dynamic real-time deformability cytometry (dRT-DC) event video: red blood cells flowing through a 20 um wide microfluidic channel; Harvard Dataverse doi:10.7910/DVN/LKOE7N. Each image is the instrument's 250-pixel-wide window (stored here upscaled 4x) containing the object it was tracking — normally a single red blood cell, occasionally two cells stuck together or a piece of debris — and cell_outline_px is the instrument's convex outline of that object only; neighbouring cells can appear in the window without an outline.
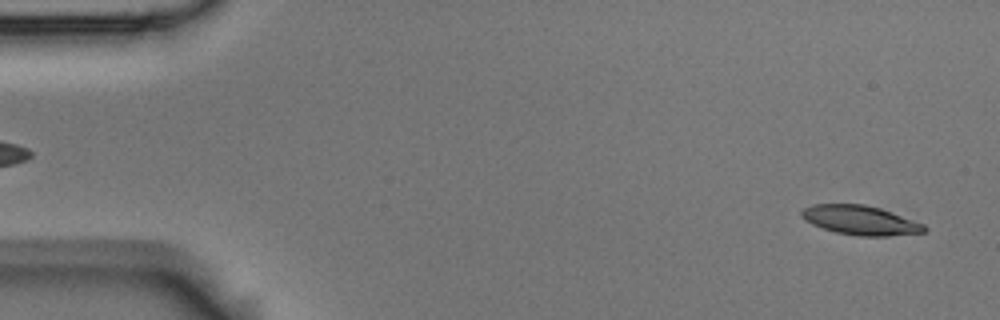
{"species": "Egyptian fruit bat (a non-hibernating species)", "species_latin": "Rousettus aegyptiacus", "temperature_condition": "room temperature", "stored_images_in_passage": 54, "camera_frame_rate_fps": 3000, "um_per_image_px": 0.085, "animal": {"sex": "male"}, "frame": {"image": 1, "passage_image": 2, "time_ms": 0.333, "image_size_px": [1000, 320], "cell_outline_px": [[928, 228], [924, 232], [888, 236], [856, 236], [836, 232], [812, 224], [804, 220], [800, 216], [800, 212], [804, 208], [812, 204], [864, 204], [880, 208], [924, 224]], "centroid_in_image_um": [73.11, 18.72], "position_along_channel_um": 11.9, "area_um2": 20.92}}
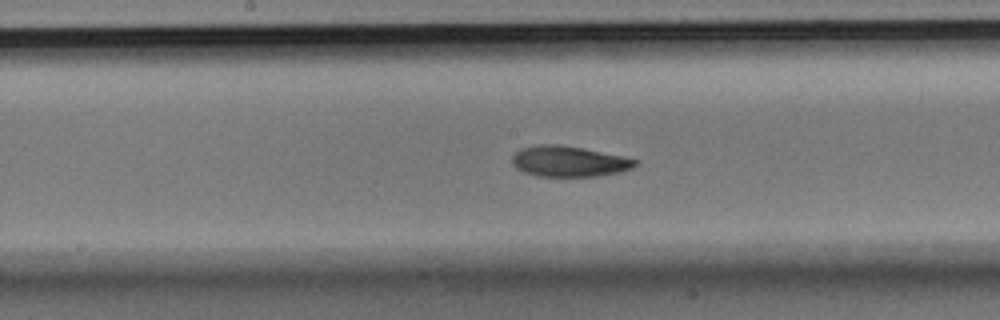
{"frame": {"image": 2, "passage_image": 27, "time_ms": 8.667, "image_size_px": [1000, 320], "cell_outline_px": [[640, 160], [632, 168], [620, 172], [596, 176], [536, 176], [524, 172], [516, 168], [512, 164], [512, 156], [520, 148], [536, 144], [560, 144]], "centroid_in_image_um": [48.31, 13.71], "position_along_channel_um": 199.9, "area_um2": 21.91}}
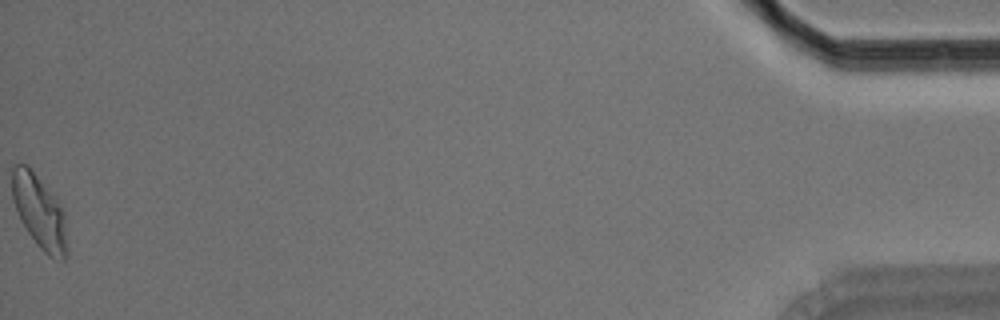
{"frame": {"image": 3, "passage_image": 54, "time_ms": 17.667, "image_size_px": [1000, 320], "cell_outline_px": [[68, 248], [64, 260], [60, 260], [48, 256], [36, 244], [20, 220], [12, 200], [12, 168], [16, 164], [28, 164], [32, 168], [56, 200], [64, 212]], "centroid_in_image_um": [3.34, 18.01], "position_along_channel_um": 431.9, "area_um2": 23.58}, "authors_computed_cell_mechanics": {"area_um2": 21.7328, "velocity_mm_per_s": 3.694, "shape_relaxation_time_tau1_ms": 5.394, "shape_relaxation_time_tau2_ms": 5.6653, "deformation_change_tau1": 0.1616, "deformation_change_tau2": 0.1244}}